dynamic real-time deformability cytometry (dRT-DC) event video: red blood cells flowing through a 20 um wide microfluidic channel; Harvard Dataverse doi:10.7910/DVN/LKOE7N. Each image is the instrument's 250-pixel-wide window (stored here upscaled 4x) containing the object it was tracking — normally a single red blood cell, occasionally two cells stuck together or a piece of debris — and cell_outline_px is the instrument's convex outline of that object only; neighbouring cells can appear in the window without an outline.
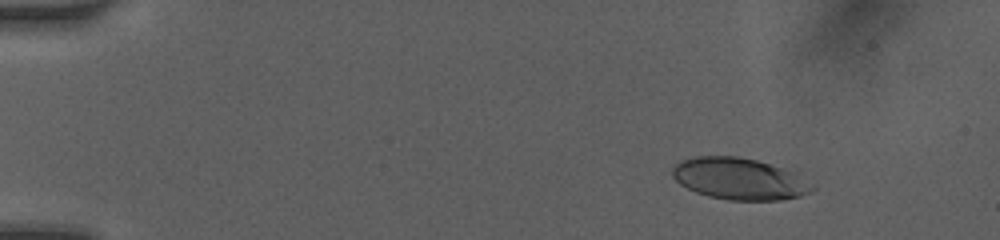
{"species": "human", "species_latin": "Homo sapiens", "temperature_condition": "room temperature", "stored_images_in_passage": 24, "camera_frame_rate_fps": 3000, "um_per_image_px": 0.085, "donor": {"sex": "female"}, "frame": {"image": 1, "passage_image": 4, "time_ms": 1.667, "image_size_px": [1000, 240], "cell_outline_px": [[816, 188], [812, 192], [800, 196], [780, 200], [728, 200], [708, 196], [696, 192], [680, 184], [672, 176], [672, 168], [680, 160], [692, 156], [736, 156], [756, 160], [796, 172], [816, 184]], "centroid_in_image_um": [62.89, 15.2], "position_along_channel_um": 22.1, "area_um2": 34.33}}
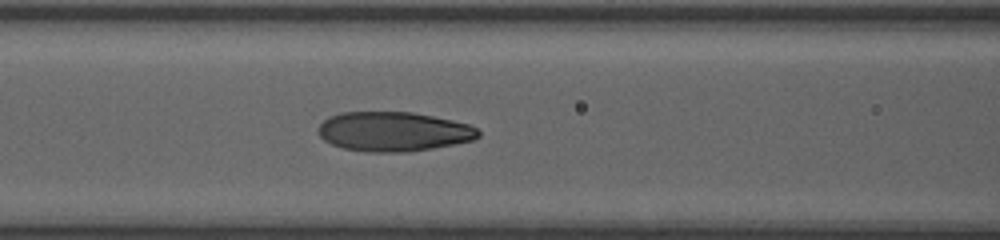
{"frame": {"image": 2, "passage_image": 15, "time_ms": 7.0, "image_size_px": [1000, 240], "cell_outline_px": [[480, 136], [472, 140], [432, 148], [404, 152], [368, 152], [344, 148], [332, 144], [324, 140], [316, 132], [320, 124], [328, 116], [340, 112], [412, 112], [452, 120], [468, 124], [476, 128], [480, 132]], "centroid_in_image_um": [33.41, 11.17], "position_along_channel_um": 133.2, "area_um2": 36.76}}
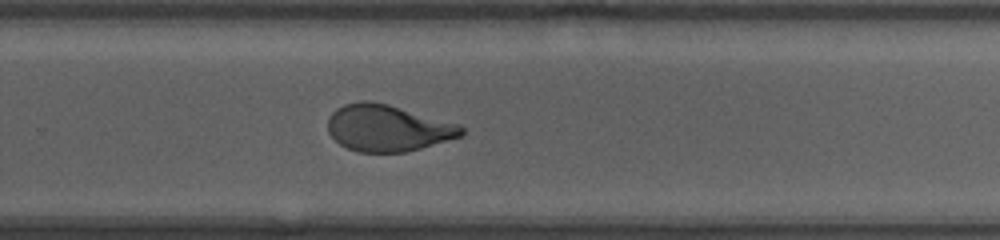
{"frame": {"image": 3, "passage_image": 24, "time_ms": 11.0, "image_size_px": [1000, 240], "cell_outline_px": [[464, 132], [460, 136], [420, 148], [404, 152], [356, 152], [340, 144], [328, 132], [328, 116], [336, 108], [344, 104], [360, 100], [368, 100], [388, 104], [460, 124], [464, 128]], "centroid_in_image_um": [32.92, 10.87], "position_along_channel_um": 296.9, "area_um2": 36.18}}